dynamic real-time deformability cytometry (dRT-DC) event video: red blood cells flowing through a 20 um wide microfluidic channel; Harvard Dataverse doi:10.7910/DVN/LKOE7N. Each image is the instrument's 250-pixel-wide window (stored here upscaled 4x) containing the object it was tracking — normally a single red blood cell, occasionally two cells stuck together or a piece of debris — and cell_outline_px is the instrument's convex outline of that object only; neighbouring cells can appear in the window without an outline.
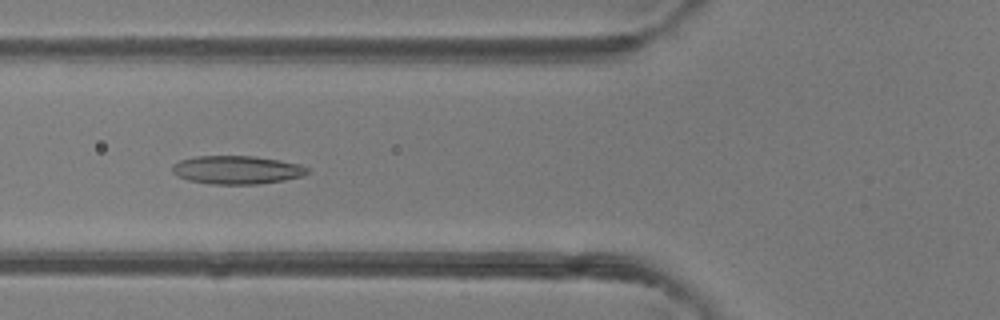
{"species": "common noctule bat (a hibernating species)", "species_latin": "Nyctalus noctula", "temperature_condition": "room temperature", "stored_images_in_passage": 50, "camera_frame_rate_fps": 3000, "um_per_image_px": 0.085, "animal": {"sex": "female"}, "frame": {"image": 1, "passage_image": 19, "time_ms": 6.0, "image_size_px": [1000, 320], "cell_outline_px": [[308, 172], [304, 176], [284, 180], [260, 184], [212, 184], [188, 180], [172, 172], [172, 164], [180, 160], [196, 156], [252, 156], [280, 160], [300, 164], [308, 168]], "centroid_in_image_um": [20.15, 14.44], "position_along_channel_um": 105.7, "area_um2": 22.31}}
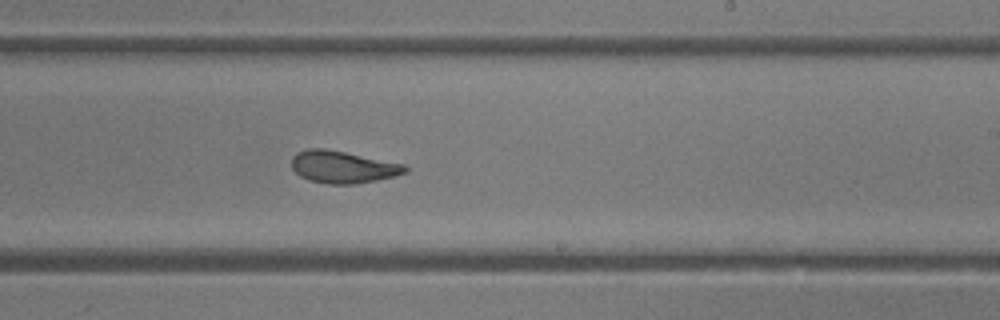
{"frame": {"image": 2, "passage_image": 30, "time_ms": 9.667, "image_size_px": [1000, 320], "cell_outline_px": [[408, 172], [376, 180], [356, 184], [328, 184], [308, 180], [300, 176], [292, 168], [292, 156], [296, 152], [308, 148], [324, 148], [404, 164], [408, 168]], "centroid_in_image_um": [29.1, 14.19], "position_along_channel_um": 259.9, "area_um2": 21.21}}
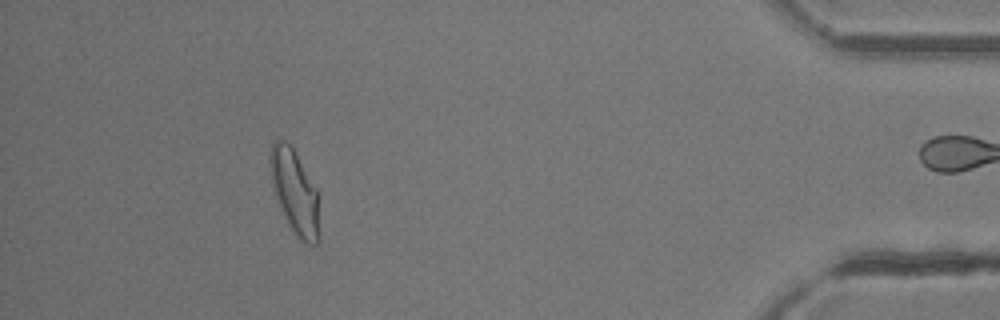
{"frame": {"image": 3, "passage_image": 45, "time_ms": 14.667, "image_size_px": [1000, 320], "cell_outline_px": [[320, 240], [316, 244], [308, 244], [300, 240], [288, 224], [280, 208], [272, 184], [268, 160], [268, 156], [272, 144], [276, 136], [284, 140], [292, 148], [316, 188], [320, 196]], "centroid_in_image_um": [25.08, 16.34], "position_along_channel_um": 410.1, "area_um2": 24.62}, "authors_computed_cell_mechanics": {"area_um2": 23.0911, "velocity_mm_per_s": 4.205, "shape_relaxation_time_tau1_ms": 7.0679, "shape_relaxation_time_tau2_ms": 2.0869, "deformation_change_tau1": 0.1916, "deformation_change_tau2": 0.0917}}